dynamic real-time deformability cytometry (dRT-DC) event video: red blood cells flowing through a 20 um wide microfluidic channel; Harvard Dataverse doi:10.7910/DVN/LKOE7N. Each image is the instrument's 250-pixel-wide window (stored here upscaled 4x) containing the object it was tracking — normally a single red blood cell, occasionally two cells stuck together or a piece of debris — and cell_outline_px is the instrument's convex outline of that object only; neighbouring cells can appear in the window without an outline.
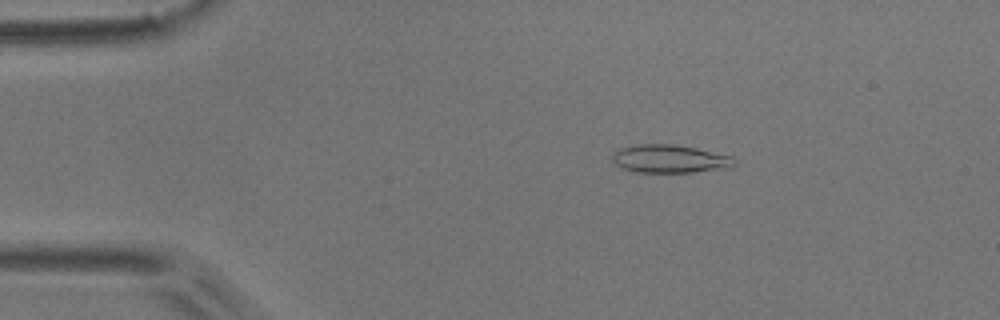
{"species": "common noctule bat (a hibernating species)", "species_latin": "Nyctalus noctula", "temperature_condition": "room temperature", "stored_images_in_passage": 4, "camera_frame_rate_fps": 3000, "um_per_image_px": 0.085, "animal": {"sex": "male", "body_mass_g": 17.9}, "frame": {"image": 1, "passage_image": 2, "time_ms": 0.333, "image_size_px": [1000, 320], "cell_outline_px": [[736, 164], [732, 168], [692, 172], [636, 172], [624, 168], [616, 164], [612, 160], [612, 152], [620, 148], [636, 144], [672, 144], [696, 148], [732, 156], [736, 160]], "centroid_in_image_um": [56.96, 13.5], "position_along_channel_um": 28.0, "area_um2": 20.11}}
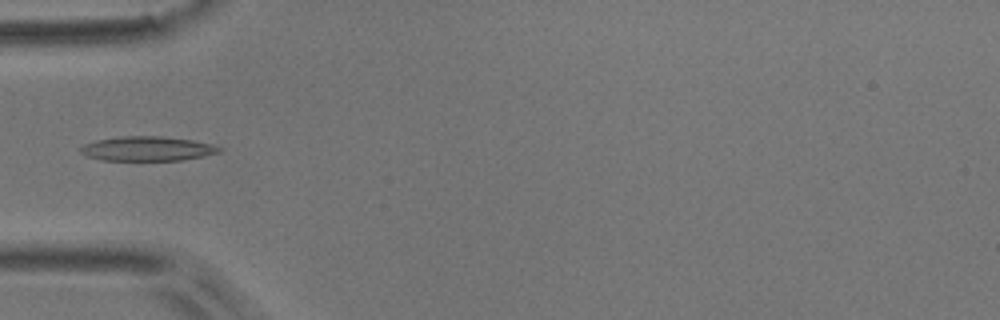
{"frame": {"image": 2, "passage_image": 4, "time_ms": 1.0, "image_size_px": [1000, 320], "cell_outline_px": [[224, 148], [220, 152], [204, 156], [180, 160], [100, 160], [88, 156], [80, 152], [80, 148], [84, 144], [96, 140], [120, 136], [160, 136], [192, 140]], "centroid_in_image_um": [12.5, 12.63], "position_along_channel_um": 72.5, "area_um2": 19.65}}